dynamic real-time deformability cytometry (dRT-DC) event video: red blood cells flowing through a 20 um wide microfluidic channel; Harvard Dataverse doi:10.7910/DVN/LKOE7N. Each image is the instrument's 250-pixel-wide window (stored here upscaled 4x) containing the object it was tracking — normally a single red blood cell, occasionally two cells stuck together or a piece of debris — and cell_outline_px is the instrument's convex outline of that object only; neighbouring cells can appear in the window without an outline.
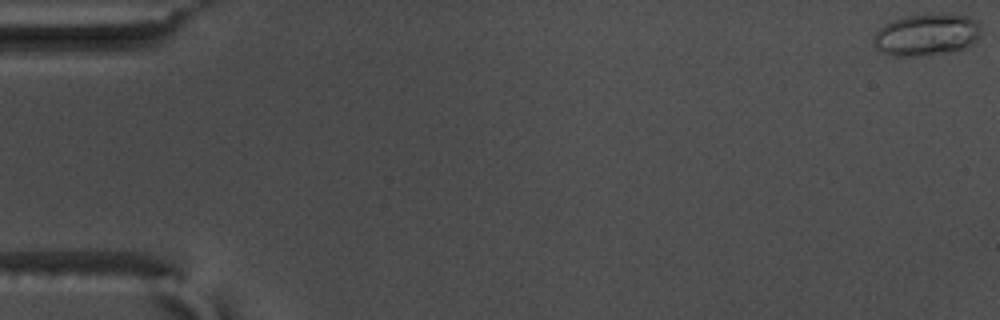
{"species": "common noctule bat (a hibernating species)", "species_latin": "Nyctalus noctula", "temperature_condition": "warm", "stored_images_in_passage": 17, "camera_frame_rate_fps": 3000, "um_per_image_px": 0.085, "animal": {"sex": "male", "body_mass_g": 17.5, "forearm_length_mm": 52.3}, "frame": {"image": 1, "passage_image": 1, "time_ms": 0.0, "image_size_px": [1000, 320], "cell_outline_px": [[980, 32], [972, 44], [964, 48], [912, 56], [892, 56], [880, 52], [876, 48], [872, 40], [872, 36], [884, 24], [892, 20], [908, 16], [928, 12], [968, 16], [976, 20], [980, 24]], "centroid_in_image_um": [78.7, 2.91], "position_along_channel_um": 6.3, "area_um2": 26.18}}